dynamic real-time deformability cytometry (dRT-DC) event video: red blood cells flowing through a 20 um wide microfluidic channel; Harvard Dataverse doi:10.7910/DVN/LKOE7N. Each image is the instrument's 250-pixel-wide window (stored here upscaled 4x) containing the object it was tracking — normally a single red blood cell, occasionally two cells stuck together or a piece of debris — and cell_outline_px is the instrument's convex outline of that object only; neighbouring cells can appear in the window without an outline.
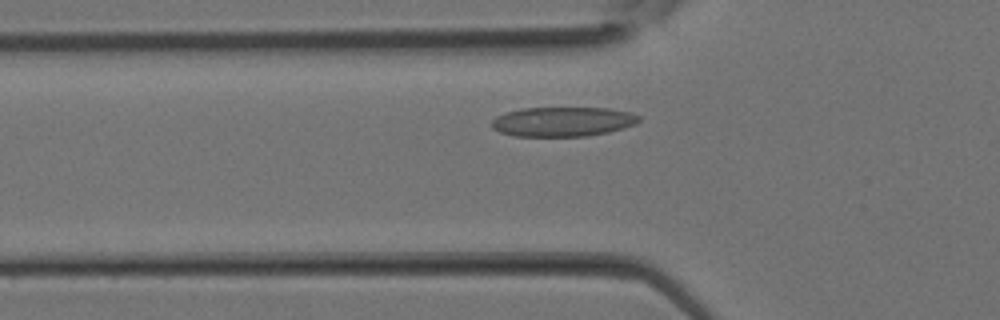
{"species": "Egyptian fruit bat (a non-hibernating species)", "species_latin": "Rousettus aegyptiacus", "temperature_condition": "room temperature", "stored_images_in_passage": 5, "camera_frame_rate_fps": 3000, "um_per_image_px": 0.085, "animal": {"sex": "female"}, "frame": {"image": 1, "passage_image": 4, "time_ms": 1.0, "image_size_px": [1000, 320], "cell_outline_px": [[640, 120], [636, 124], [608, 132], [588, 136], [516, 136], [500, 132], [492, 128], [492, 120], [496, 116], [504, 112], [520, 108], [608, 108], [632, 112], [640, 116]], "centroid_in_image_um": [47.83, 10.33], "position_along_channel_um": 78.0, "area_um2": 25.49}}